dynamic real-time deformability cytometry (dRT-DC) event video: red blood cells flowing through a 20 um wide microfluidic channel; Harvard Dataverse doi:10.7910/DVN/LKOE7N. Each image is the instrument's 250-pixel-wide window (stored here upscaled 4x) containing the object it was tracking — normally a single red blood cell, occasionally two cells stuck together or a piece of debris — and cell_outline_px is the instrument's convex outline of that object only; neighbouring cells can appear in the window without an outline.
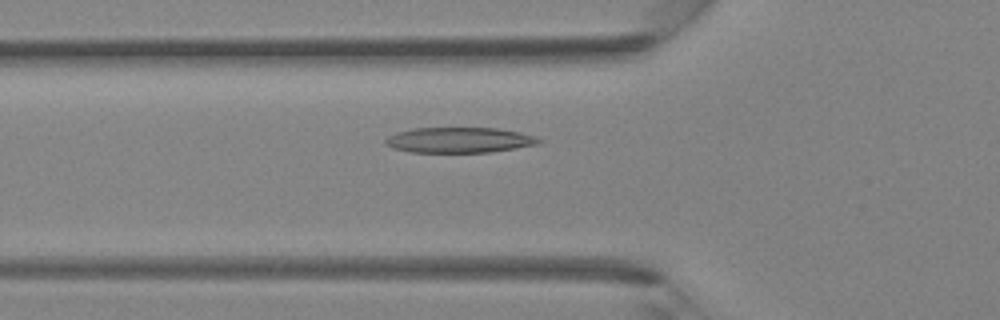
{"species": "Egyptian fruit bat (a non-hibernating species)", "species_latin": "Rousettus aegyptiacus", "temperature_condition": "room temperature", "stored_images_in_passage": 26, "camera_frame_rate_fps": 3000, "um_per_image_px": 0.085, "animal": {"sex": "female"}, "frame": {"image": 1, "passage_image": 4, "time_ms": 1.0, "image_size_px": [1000, 320], "cell_outline_px": [[544, 140], [540, 144], [492, 152], [412, 152], [392, 148], [384, 144], [384, 140], [388, 136], [396, 132], [412, 128], [496, 128], [520, 132]], "centroid_in_image_um": [39.02, 11.9], "position_along_channel_um": 86.8, "area_um2": 22.83}}
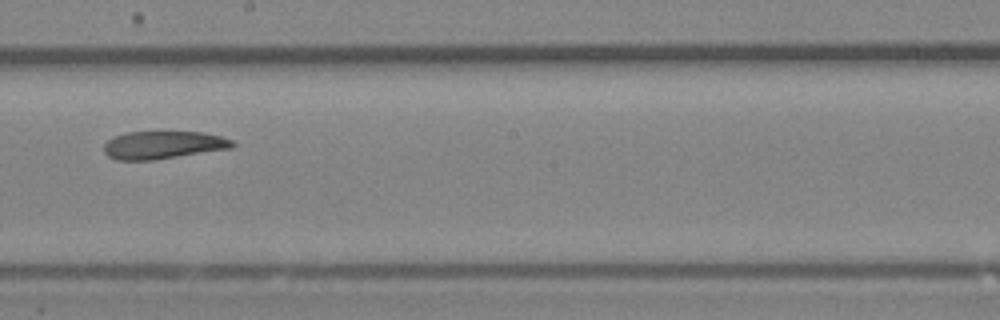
{"frame": {"image": 2, "passage_image": 13, "time_ms": 4.0, "image_size_px": [1000, 320], "cell_outline_px": [[236, 144], [232, 148], [156, 160], [116, 160], [108, 156], [104, 152], [104, 144], [108, 140], [116, 136], [128, 132], [200, 132], [220, 136], [232, 140]], "centroid_in_image_um": [13.87, 12.33], "position_along_channel_um": 234.3, "area_um2": 20.81}}
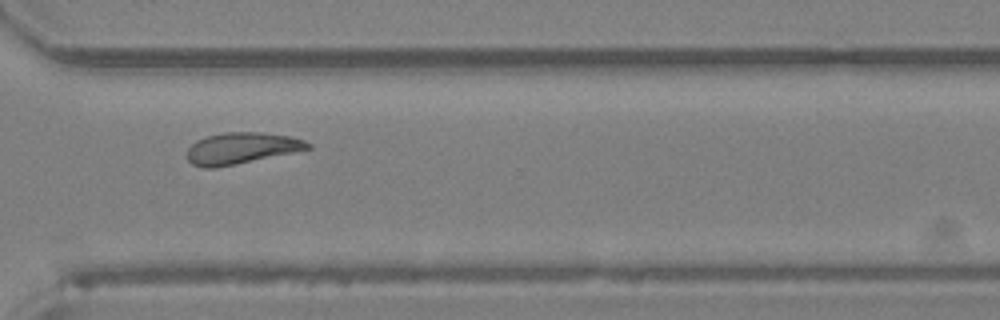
{"frame": {"image": 3, "passage_image": 20, "time_ms": 6.333, "image_size_px": [1000, 320], "cell_outline_px": [[312, 148], [216, 168], [204, 168], [192, 164], [188, 160], [188, 148], [196, 140], [208, 136], [224, 132], [260, 132], [288, 136], [304, 140], [312, 144]], "centroid_in_image_um": [20.5, 12.6], "position_along_channel_um": 350.1, "area_um2": 21.85}}